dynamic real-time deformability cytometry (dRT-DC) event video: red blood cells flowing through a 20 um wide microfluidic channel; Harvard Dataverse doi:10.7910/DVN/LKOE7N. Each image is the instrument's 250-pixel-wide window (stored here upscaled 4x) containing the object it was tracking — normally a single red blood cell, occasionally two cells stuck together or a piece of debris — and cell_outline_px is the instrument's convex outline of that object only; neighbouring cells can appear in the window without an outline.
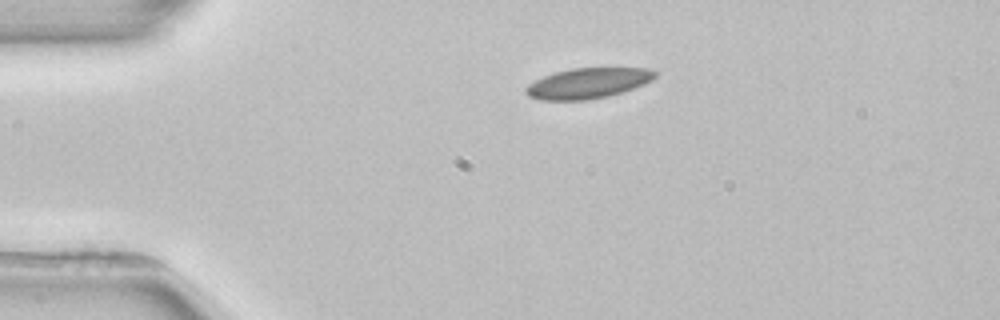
{"species": "common noctule bat (a hibernating species)", "species_latin": "Nyctalus noctula", "temperature_condition": "room temperature", "stored_images_in_passage": 3, "camera_frame_rate_fps": 3000, "um_per_image_px": 0.085, "animal": {"sex": "female", "body_mass_g": 22.7, "forearm_length_mm": 54.2}, "frame": {"image": 1, "passage_image": 1, "time_ms": 0.0, "image_size_px": [1000, 320], "cell_outline_px": [[656, 76], [652, 80], [644, 84], [608, 96], [584, 100], [540, 100], [528, 96], [524, 92], [524, 88], [528, 84], [544, 76], [556, 72], [572, 68], [648, 68], [656, 72]], "centroid_in_image_um": [49.94, 7.07], "position_along_channel_um": 35.1, "area_um2": 22.77}}